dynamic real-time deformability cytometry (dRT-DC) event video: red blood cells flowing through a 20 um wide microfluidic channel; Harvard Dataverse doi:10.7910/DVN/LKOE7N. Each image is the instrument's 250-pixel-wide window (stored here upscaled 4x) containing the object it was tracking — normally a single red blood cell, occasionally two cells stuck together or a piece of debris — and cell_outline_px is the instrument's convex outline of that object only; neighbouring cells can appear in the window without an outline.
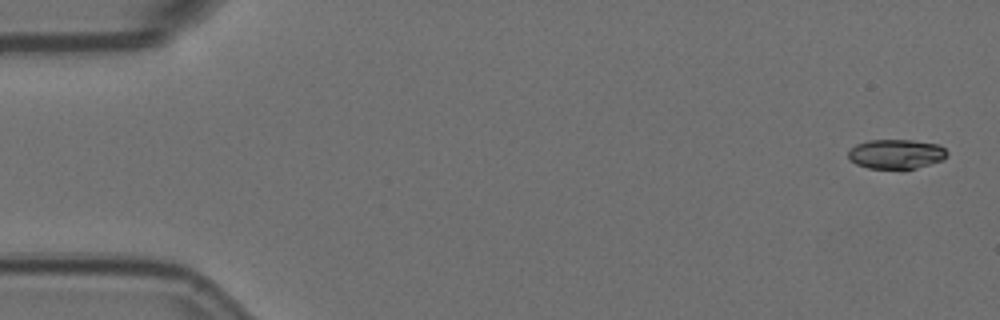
{"species": "Egyptian fruit bat (a non-hibernating species)", "species_latin": "Rousettus aegyptiacus", "temperature_condition": "room temperature", "stored_images_in_passage": 5, "camera_frame_rate_fps": 3000, "um_per_image_px": 0.085, "animal": {"sex": "female"}, "frame": {"image": 1, "passage_image": 1, "time_ms": 0.0, "image_size_px": [1000, 320], "cell_outline_px": [[948, 156], [944, 160], [916, 168], [868, 168], [856, 164], [848, 156], [848, 152], [856, 144], [868, 140], [912, 140], [940, 144], [948, 152]], "centroid_in_image_um": [76.22, 13.08], "position_along_channel_um": 8.8, "area_um2": 16.99}}
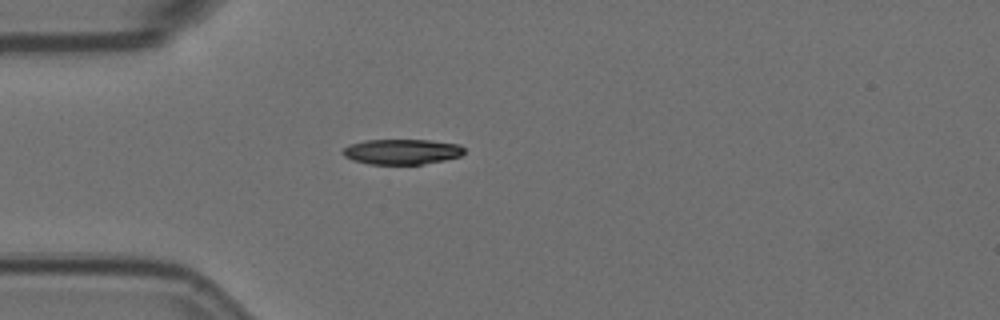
{"frame": {"image": 2, "passage_image": 5, "time_ms": 1.333, "image_size_px": [1000, 320], "cell_outline_px": [[464, 152], [460, 156], [444, 160], [424, 164], [368, 164], [352, 160], [344, 156], [340, 152], [348, 144], [364, 140], [428, 140], [460, 144], [464, 148]], "centroid_in_image_um": [34.12, 12.89], "position_along_channel_um": 50.9, "area_um2": 18.03}}